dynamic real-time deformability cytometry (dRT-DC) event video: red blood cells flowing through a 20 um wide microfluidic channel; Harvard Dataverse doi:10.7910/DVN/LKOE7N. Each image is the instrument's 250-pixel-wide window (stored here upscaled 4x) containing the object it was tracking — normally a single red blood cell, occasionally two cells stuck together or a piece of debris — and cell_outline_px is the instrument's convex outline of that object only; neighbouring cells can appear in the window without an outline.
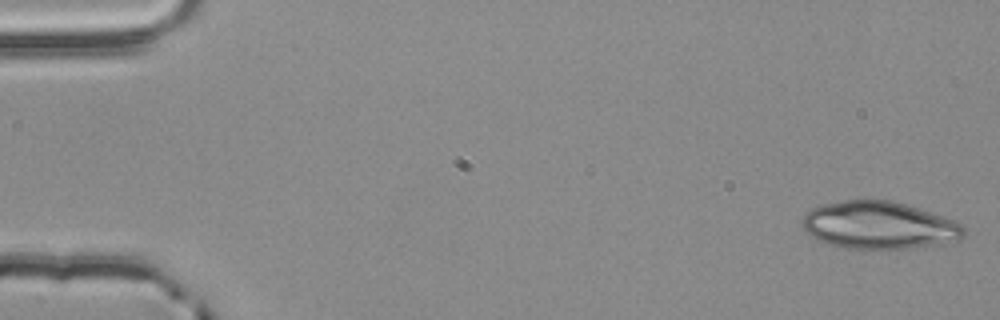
{"species": "common noctule bat (a hibernating species)", "species_latin": "Nyctalus noctula", "temperature_condition": "room temperature", "stored_images_in_passage": 53, "camera_frame_rate_fps": 3000, "um_per_image_px": 0.085, "animal": {"sex": "male", "body_mass_g": 20.4}, "frame": {"image": 1, "passage_image": 1, "time_ms": 0.0, "image_size_px": [1000, 320], "cell_outline_px": [[968, 228], [964, 236], [960, 240], [944, 244], [912, 248], [836, 248], [824, 244], [816, 240], [804, 232], [800, 224], [800, 220], [804, 212], [820, 204], [844, 200], [892, 200], [952, 220]], "centroid_in_image_um": [74.64, 19.16], "position_along_channel_um": 10.4, "area_um2": 45.37}}
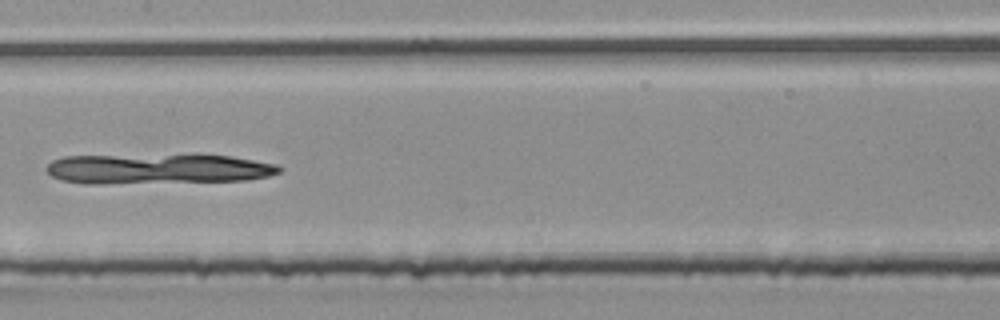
{"frame": {"image": 2, "passage_image": 27, "time_ms": 8.667, "image_size_px": [1000, 320], "cell_outline_px": [[284, 168], [280, 172], [268, 176], [248, 180], [104, 184], [84, 184], [64, 180], [52, 176], [44, 168], [52, 160], [64, 156], [196, 152], [200, 152], [228, 156], [276, 164]], "centroid_in_image_um": [13.41, 14.31], "position_along_channel_um": 194.0, "area_um2": 42.66}}
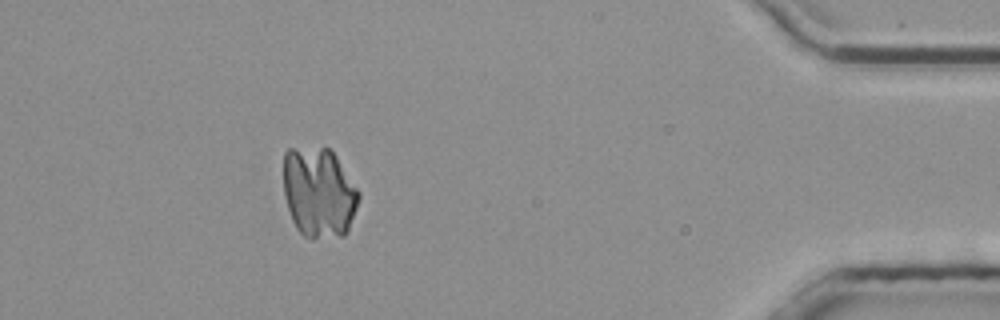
{"frame": {"image": 3, "passage_image": 48, "time_ms": 15.667, "image_size_px": [1000, 320], "cell_outline_px": [[360, 196], [348, 232], [344, 236], [312, 240], [304, 236], [296, 228], [292, 220], [284, 196], [284, 152], [288, 148], [328, 148], [336, 156], [360, 192]], "centroid_in_image_um": [27.1, 16.4], "position_along_channel_um": 408.1, "area_um2": 39.94}}